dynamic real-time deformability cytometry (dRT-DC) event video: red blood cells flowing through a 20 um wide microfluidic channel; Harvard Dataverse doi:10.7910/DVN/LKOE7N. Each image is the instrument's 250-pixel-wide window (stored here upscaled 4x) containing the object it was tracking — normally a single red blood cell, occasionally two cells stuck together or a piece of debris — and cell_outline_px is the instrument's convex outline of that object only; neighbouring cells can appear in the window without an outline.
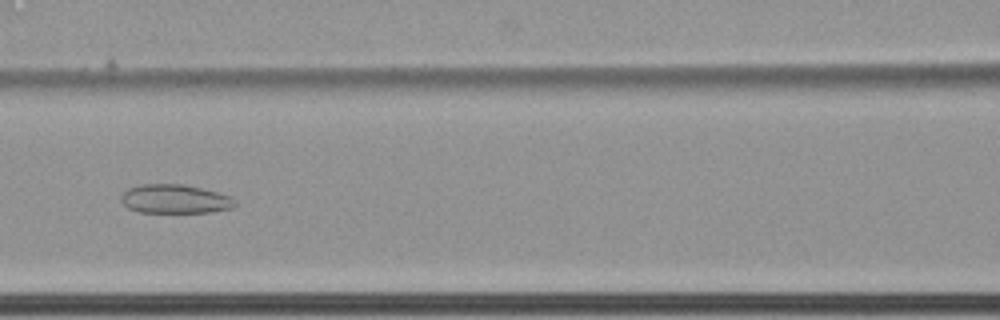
{"species": "common noctule bat (a hibernating species)", "species_latin": "Nyctalus noctula", "temperature_condition": "cold", "stored_images_in_passage": 50, "camera_frame_rate_fps": 3000, "um_per_image_px": 0.085, "animal": {"sex": "female", "body_mass_g": 22.7, "forearm_length_mm": 54.2}, "frame": {"image": 1, "passage_image": 23, "time_ms": 7.333, "image_size_px": [1000, 320], "cell_outline_px": [[236, 204], [232, 208], [212, 212], [140, 212], [128, 208], [120, 200], [120, 196], [128, 188], [140, 184], [180, 184], [200, 188], [232, 196], [236, 200]], "centroid_in_image_um": [14.87, 16.91], "position_along_channel_um": 151.7, "area_um2": 19.19}}
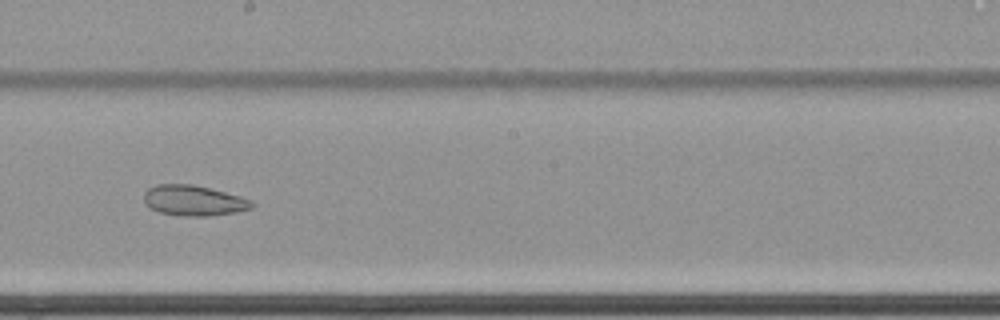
{"frame": {"image": 2, "passage_image": 30, "time_ms": 9.667, "image_size_px": [1000, 320], "cell_outline_px": [[256, 204], [252, 208], [236, 212], [208, 216], [184, 216], [160, 212], [144, 204], [144, 192], [148, 188], [156, 184], [192, 184], [240, 196], [252, 200]], "centroid_in_image_um": [16.47, 17.04], "position_along_channel_um": 231.7, "area_um2": 19.13}}
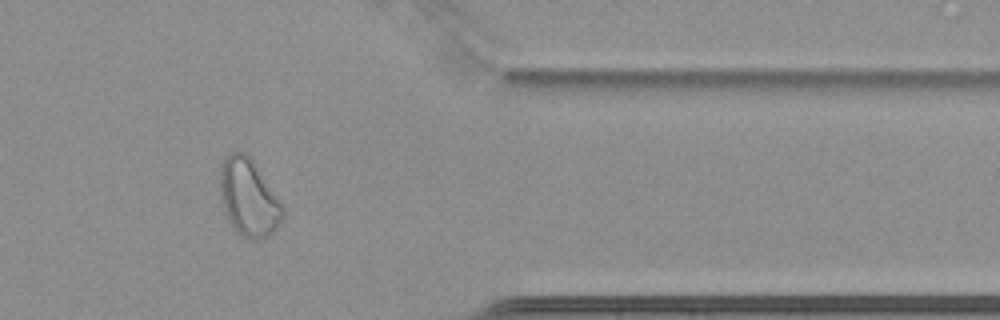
{"frame": {"image": 3, "passage_image": 45, "time_ms": 14.667, "image_size_px": [1000, 320], "cell_outline_px": [[284, 216], [276, 228], [268, 236], [260, 240], [248, 240], [236, 232], [224, 216], [220, 192], [220, 168], [224, 160], [232, 152], [244, 152], [252, 160], [280, 200], [284, 208]], "centroid_in_image_um": [21.12, 16.86], "position_along_channel_um": 390.3, "area_um2": 28.32}}